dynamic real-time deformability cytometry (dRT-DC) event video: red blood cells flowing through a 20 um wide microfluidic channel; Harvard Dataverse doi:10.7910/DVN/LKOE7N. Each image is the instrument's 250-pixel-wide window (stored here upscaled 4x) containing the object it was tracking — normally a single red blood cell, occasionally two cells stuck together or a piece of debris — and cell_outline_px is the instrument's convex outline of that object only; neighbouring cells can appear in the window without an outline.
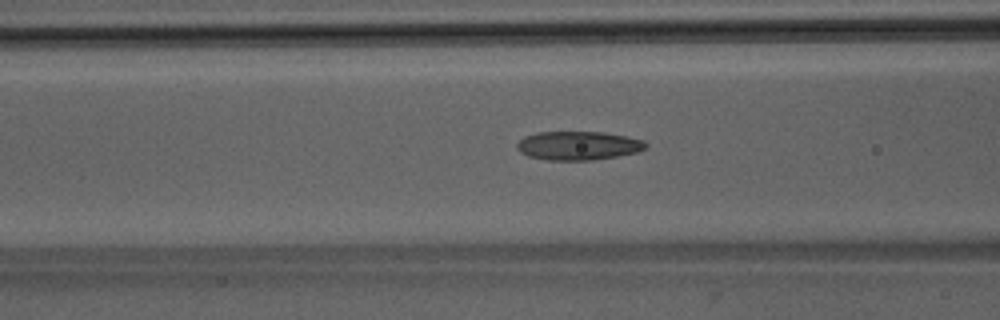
{"species": "Egyptian fruit bat (a non-hibernating species)", "species_latin": "Rousettus aegyptiacus", "temperature_condition": "room temperature", "stored_images_in_passage": 50, "camera_frame_rate_fps": 3000, "um_per_image_px": 0.085, "animal": {"sex": "male"}, "frame": {"image": 1, "passage_image": 20, "time_ms": 6.333, "image_size_px": [1000, 320], "cell_outline_px": [[648, 148], [636, 152], [616, 156], [592, 160], [548, 160], [528, 156], [520, 152], [516, 148], [516, 144], [524, 136], [536, 132], [604, 132], [644, 140], [648, 144]], "centroid_in_image_um": [49.14, 12.37], "position_along_channel_um": 117.5, "area_um2": 21.62}}
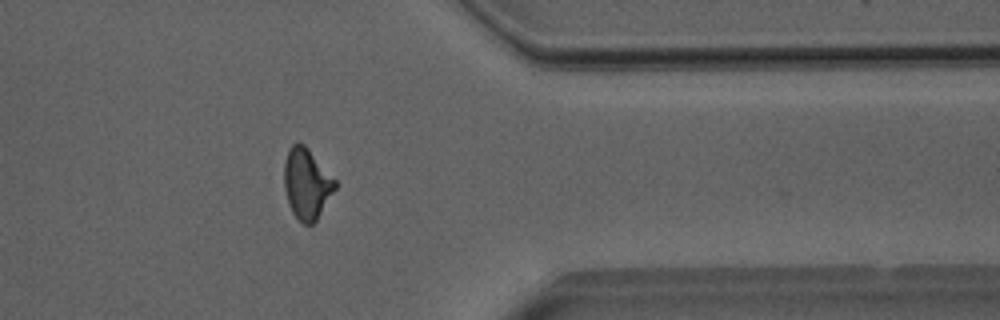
{"frame": {"image": 2, "passage_image": 41, "time_ms": 13.333, "image_size_px": [1000, 320], "cell_outline_px": [[336, 188], [316, 220], [312, 224], [304, 224], [292, 212], [288, 204], [284, 188], [284, 160], [288, 148], [296, 140], [300, 140], [308, 148], [336, 180]], "centroid_in_image_um": [26.04, 15.56], "position_along_channel_um": 385.4, "area_um2": 21.1}}
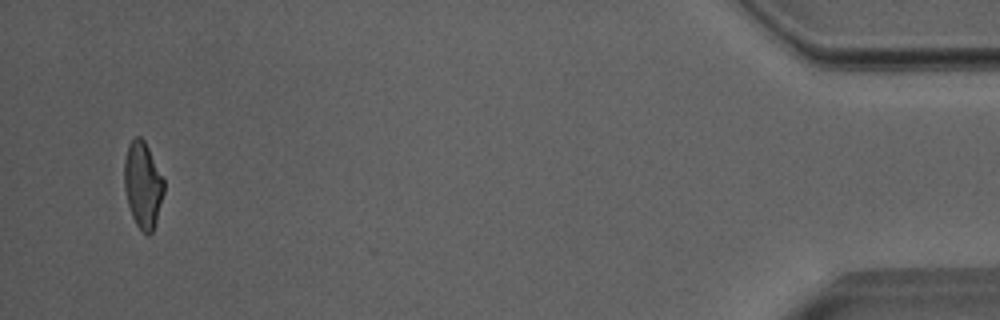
{"frame": {"image": 3, "passage_image": 49, "time_ms": 16.0, "image_size_px": [1000, 320], "cell_outline_px": [[164, 192], [156, 220], [152, 232], [148, 236], [136, 224], [132, 216], [128, 204], [124, 188], [124, 160], [128, 144], [136, 136], [140, 136], [144, 140], [164, 180]], "centroid_in_image_um": [12.13, 15.7], "position_along_channel_um": 423.1, "area_um2": 19.71}}